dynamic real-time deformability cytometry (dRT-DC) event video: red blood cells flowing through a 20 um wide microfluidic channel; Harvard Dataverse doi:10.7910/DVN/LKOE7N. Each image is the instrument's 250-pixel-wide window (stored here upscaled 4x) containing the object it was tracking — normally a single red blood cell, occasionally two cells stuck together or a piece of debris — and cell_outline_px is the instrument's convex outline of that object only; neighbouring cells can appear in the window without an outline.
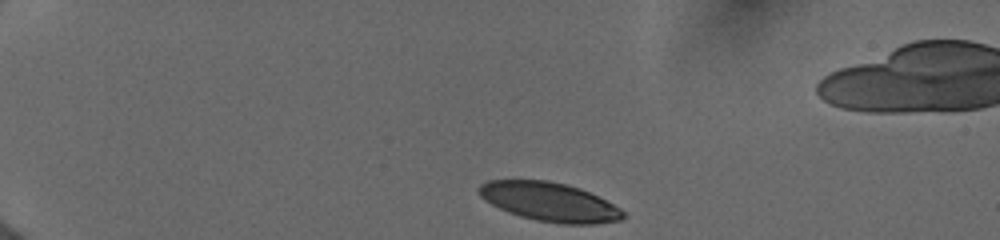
{"species": "human", "species_latin": "Homo sapiens", "temperature_condition": "cold", "stored_images_in_passage": 44, "camera_frame_rate_fps": 3000, "um_per_image_px": 0.085, "donor": {"sex": "female"}, "frame": {"image": 1, "passage_image": 1, "time_ms": 0.0, "image_size_px": [1000, 240], "cell_outline_px": [[624, 220], [596, 224], [564, 224], [536, 220], [520, 216], [508, 212], [484, 200], [480, 196], [480, 184], [488, 180], [548, 180], [580, 188], [620, 208], [624, 212]], "centroid_in_image_um": [46.71, 17.17], "position_along_channel_um": 38.3, "area_um2": 32.43}}
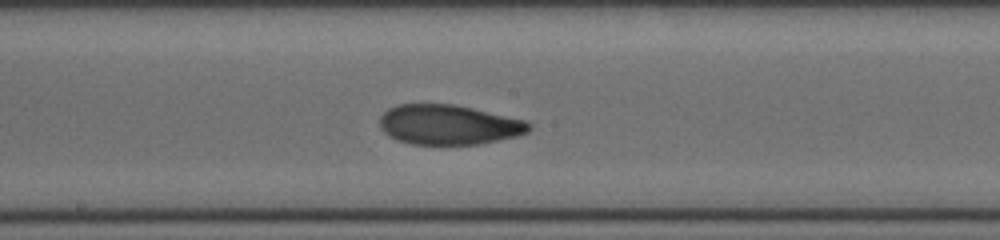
{"frame": {"image": 2, "passage_image": 20, "time_ms": 6.333, "image_size_px": [1000, 240], "cell_outline_px": [[532, 128], [528, 132], [516, 136], [480, 144], [412, 144], [396, 140], [388, 136], [380, 128], [380, 116], [388, 108], [396, 104], [456, 104], [524, 120], [532, 124]], "centroid_in_image_um": [38.11, 10.59], "position_along_channel_um": 210.1, "area_um2": 34.8}}
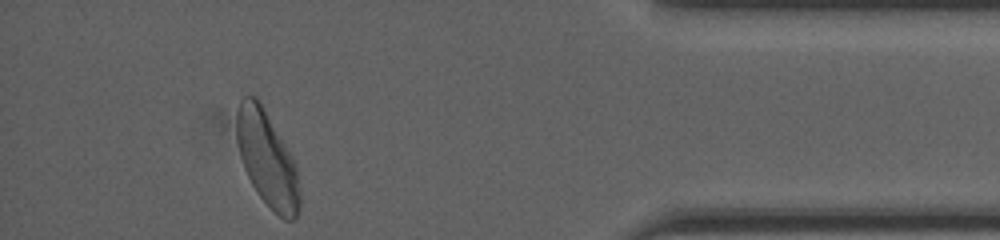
{"frame": {"image": 3, "passage_image": 37, "time_ms": 12.333, "image_size_px": [1000, 240], "cell_outline_px": [[300, 208], [296, 216], [292, 220], [284, 220], [260, 196], [252, 184], [244, 168], [240, 156], [236, 140], [236, 112], [240, 100], [244, 96], [256, 96], [292, 156], [296, 168], [300, 192]], "centroid_in_image_um": [22.69, 13.5], "position_along_channel_um": 412.5, "area_um2": 34.45}, "authors_computed_cell_mechanics": {"area_um2": 35.3158, "velocity_mm_per_s": 3.9526, "shape_relaxation_time_tau1_ms": 4.0217, "shape_relaxation_time_tau2_ms": 1.5672, "deformation_change_tau1": 0.1583, "deformation_change_tau2": 0.0731}}